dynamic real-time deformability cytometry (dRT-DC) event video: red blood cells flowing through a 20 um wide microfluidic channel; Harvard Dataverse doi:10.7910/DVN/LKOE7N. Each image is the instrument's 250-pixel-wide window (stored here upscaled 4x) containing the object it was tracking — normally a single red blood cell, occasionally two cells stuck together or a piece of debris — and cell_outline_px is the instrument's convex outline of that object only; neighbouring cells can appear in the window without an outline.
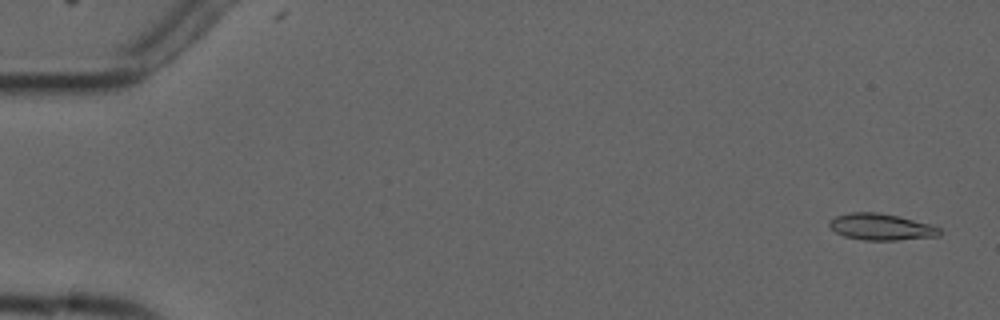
{"species": "common noctule bat (a hibernating species)", "species_latin": "Nyctalus noctula", "temperature_condition": "cold", "stored_images_in_passage": 5, "camera_frame_rate_fps": 3000, "um_per_image_px": 0.085, "animal": {"sex": "male", "forearm_length_mm": 52.5}, "frame": {"image": 1, "passage_image": 1, "time_ms": 0.0, "image_size_px": [1000, 320], "cell_outline_px": [[940, 236], [896, 240], [864, 240], [844, 236], [836, 232], [828, 224], [828, 220], [836, 216], [852, 212], [876, 212], [900, 216], [928, 224], [940, 228]], "centroid_in_image_um": [74.87, 19.28], "position_along_channel_um": 10.1, "area_um2": 16.94}}
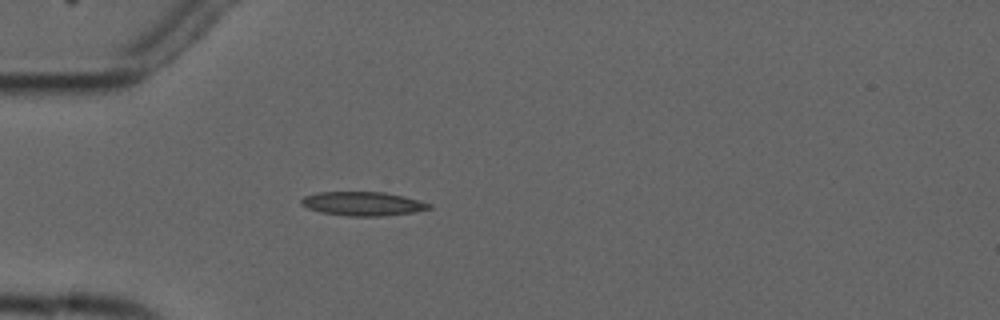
{"frame": {"image": 2, "passage_image": 5, "time_ms": 4.667, "image_size_px": [1000, 320], "cell_outline_px": [[432, 208], [412, 212], [380, 216], [348, 216], [320, 212], [308, 208], [300, 204], [300, 200], [304, 196], [320, 192], [384, 192], [404, 196], [432, 204]], "centroid_in_image_um": [30.82, 17.31], "position_along_channel_um": 54.2, "area_um2": 17.74}}